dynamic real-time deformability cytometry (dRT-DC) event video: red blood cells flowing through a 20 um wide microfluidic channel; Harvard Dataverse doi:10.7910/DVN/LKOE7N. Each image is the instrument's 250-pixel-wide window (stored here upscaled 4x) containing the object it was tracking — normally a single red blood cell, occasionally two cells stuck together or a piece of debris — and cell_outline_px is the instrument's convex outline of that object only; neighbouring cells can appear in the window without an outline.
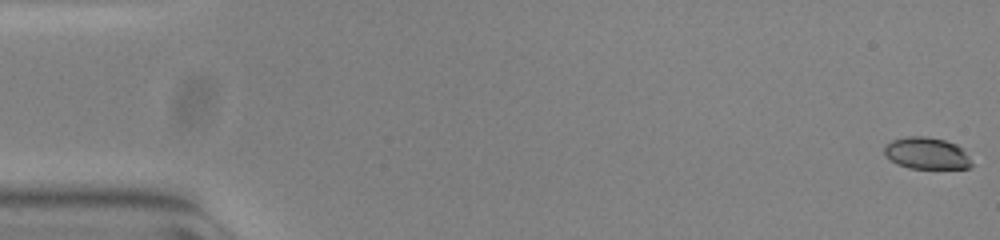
{"species": "common noctule bat (a hibernating species)", "species_latin": "Nyctalus noctula", "temperature_condition": "warm", "stored_images_in_passage": 54, "camera_frame_rate_fps": 3000, "um_per_image_px": 0.085, "animal": {"sex": "female", "body_mass_g": 23.0, "forearm_length_mm": 53.4}, "frame": {"image": 1, "passage_image": 1, "time_ms": 0.0, "image_size_px": [1000, 240], "cell_outline_px": [[972, 164], [968, 168], [908, 168], [896, 164], [884, 156], [884, 144], [892, 140], [908, 136], [924, 136], [944, 140], [956, 144], [968, 156]], "centroid_in_image_um": [78.69, 13.03], "position_along_channel_um": 6.3, "area_um2": 16.13}}
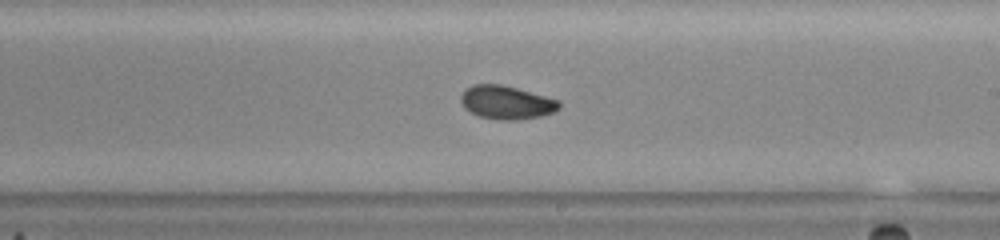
{"frame": {"image": 2, "passage_image": 32, "time_ms": 10.333, "image_size_px": [1000, 240], "cell_outline_px": [[560, 108], [552, 112], [540, 116], [516, 120], [500, 120], [480, 116], [464, 108], [460, 100], [460, 96], [472, 84], [500, 84], [516, 88], [560, 100]], "centroid_in_image_um": [43.05, 8.7], "position_along_channel_um": 246.0, "area_um2": 18.96}}
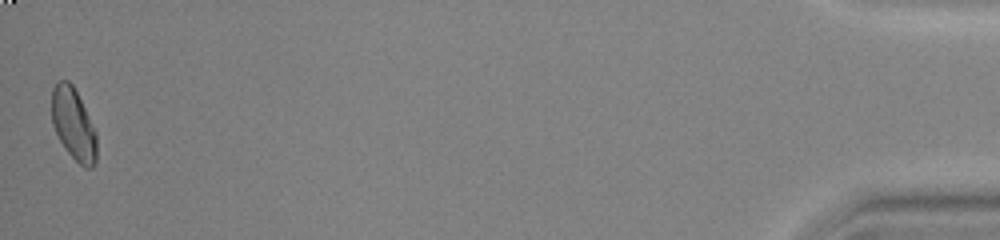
{"frame": {"image": 3, "passage_image": 54, "time_ms": 17.667, "image_size_px": [1000, 240], "cell_outline_px": [[96, 164], [92, 168], [88, 168], [80, 164], [68, 152], [60, 140], [52, 124], [52, 88], [60, 80], [68, 80], [72, 84], [96, 132]], "centroid_in_image_um": [6.24, 10.56], "position_along_channel_um": 429.0, "area_um2": 18.44}, "authors_computed_cell_mechanics": {"area_um2": 18.5827, "velocity_mm_per_s": 3.8336, "shape_relaxation_time_tau1_ms": 4.7708, "shape_relaxation_time_tau2_ms": 2.2029, "deformation_change_tau1": 0.1243, "deformation_change_tau2": 0.0575}}